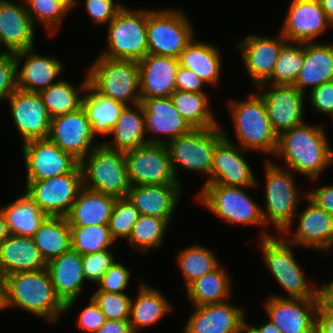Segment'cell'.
<instances>
[{
	"label": "cell",
	"mask_w": 333,
	"mask_h": 333,
	"mask_svg": "<svg viewBox=\"0 0 333 333\" xmlns=\"http://www.w3.org/2000/svg\"><path fill=\"white\" fill-rule=\"evenodd\" d=\"M178 58L147 54L138 61L140 97H170L176 90Z\"/></svg>",
	"instance_id": "obj_28"
},
{
	"label": "cell",
	"mask_w": 333,
	"mask_h": 333,
	"mask_svg": "<svg viewBox=\"0 0 333 333\" xmlns=\"http://www.w3.org/2000/svg\"><path fill=\"white\" fill-rule=\"evenodd\" d=\"M53 1L60 3L69 13L70 10L73 9L77 4V0H53Z\"/></svg>",
	"instance_id": "obj_65"
},
{
	"label": "cell",
	"mask_w": 333,
	"mask_h": 333,
	"mask_svg": "<svg viewBox=\"0 0 333 333\" xmlns=\"http://www.w3.org/2000/svg\"><path fill=\"white\" fill-rule=\"evenodd\" d=\"M91 297L100 307L106 320H129L132 296L125 292L96 291Z\"/></svg>",
	"instance_id": "obj_48"
},
{
	"label": "cell",
	"mask_w": 333,
	"mask_h": 333,
	"mask_svg": "<svg viewBox=\"0 0 333 333\" xmlns=\"http://www.w3.org/2000/svg\"><path fill=\"white\" fill-rule=\"evenodd\" d=\"M139 293L131 300L129 322L134 333L139 329L159 322L164 315L172 311V304L160 290L145 283L140 284Z\"/></svg>",
	"instance_id": "obj_34"
},
{
	"label": "cell",
	"mask_w": 333,
	"mask_h": 333,
	"mask_svg": "<svg viewBox=\"0 0 333 333\" xmlns=\"http://www.w3.org/2000/svg\"><path fill=\"white\" fill-rule=\"evenodd\" d=\"M222 56L216 46L193 40L178 57L179 65L195 72L206 84L214 87L220 83Z\"/></svg>",
	"instance_id": "obj_35"
},
{
	"label": "cell",
	"mask_w": 333,
	"mask_h": 333,
	"mask_svg": "<svg viewBox=\"0 0 333 333\" xmlns=\"http://www.w3.org/2000/svg\"><path fill=\"white\" fill-rule=\"evenodd\" d=\"M45 262L71 249V231L66 217H47L32 237Z\"/></svg>",
	"instance_id": "obj_40"
},
{
	"label": "cell",
	"mask_w": 333,
	"mask_h": 333,
	"mask_svg": "<svg viewBox=\"0 0 333 333\" xmlns=\"http://www.w3.org/2000/svg\"><path fill=\"white\" fill-rule=\"evenodd\" d=\"M46 269L56 295L65 304V312L71 310L83 290L84 271L82 255L73 249L47 262Z\"/></svg>",
	"instance_id": "obj_26"
},
{
	"label": "cell",
	"mask_w": 333,
	"mask_h": 333,
	"mask_svg": "<svg viewBox=\"0 0 333 333\" xmlns=\"http://www.w3.org/2000/svg\"><path fill=\"white\" fill-rule=\"evenodd\" d=\"M287 42L281 33L275 38L250 34L237 42L244 66L256 87L272 75L280 51Z\"/></svg>",
	"instance_id": "obj_22"
},
{
	"label": "cell",
	"mask_w": 333,
	"mask_h": 333,
	"mask_svg": "<svg viewBox=\"0 0 333 333\" xmlns=\"http://www.w3.org/2000/svg\"><path fill=\"white\" fill-rule=\"evenodd\" d=\"M236 333H258L253 325H250L245 320L237 329Z\"/></svg>",
	"instance_id": "obj_64"
},
{
	"label": "cell",
	"mask_w": 333,
	"mask_h": 333,
	"mask_svg": "<svg viewBox=\"0 0 333 333\" xmlns=\"http://www.w3.org/2000/svg\"><path fill=\"white\" fill-rule=\"evenodd\" d=\"M141 104L144 113L145 135L146 133L156 134V136L151 135L148 138V143L166 144L193 129L175 108L170 97L144 98ZM158 135L166 137L161 139Z\"/></svg>",
	"instance_id": "obj_21"
},
{
	"label": "cell",
	"mask_w": 333,
	"mask_h": 333,
	"mask_svg": "<svg viewBox=\"0 0 333 333\" xmlns=\"http://www.w3.org/2000/svg\"><path fill=\"white\" fill-rule=\"evenodd\" d=\"M6 309L5 301V278L0 274V311Z\"/></svg>",
	"instance_id": "obj_63"
},
{
	"label": "cell",
	"mask_w": 333,
	"mask_h": 333,
	"mask_svg": "<svg viewBox=\"0 0 333 333\" xmlns=\"http://www.w3.org/2000/svg\"><path fill=\"white\" fill-rule=\"evenodd\" d=\"M183 333H236L246 320V309L229 301L196 306Z\"/></svg>",
	"instance_id": "obj_25"
},
{
	"label": "cell",
	"mask_w": 333,
	"mask_h": 333,
	"mask_svg": "<svg viewBox=\"0 0 333 333\" xmlns=\"http://www.w3.org/2000/svg\"><path fill=\"white\" fill-rule=\"evenodd\" d=\"M303 62L304 42H287L280 51L272 75L263 84L294 85Z\"/></svg>",
	"instance_id": "obj_43"
},
{
	"label": "cell",
	"mask_w": 333,
	"mask_h": 333,
	"mask_svg": "<svg viewBox=\"0 0 333 333\" xmlns=\"http://www.w3.org/2000/svg\"><path fill=\"white\" fill-rule=\"evenodd\" d=\"M86 72L89 84L99 94L125 106L141 103L137 61L115 60L98 55Z\"/></svg>",
	"instance_id": "obj_6"
},
{
	"label": "cell",
	"mask_w": 333,
	"mask_h": 333,
	"mask_svg": "<svg viewBox=\"0 0 333 333\" xmlns=\"http://www.w3.org/2000/svg\"><path fill=\"white\" fill-rule=\"evenodd\" d=\"M48 138L63 151L81 162L95 147V135L85 110L56 116L51 119Z\"/></svg>",
	"instance_id": "obj_17"
},
{
	"label": "cell",
	"mask_w": 333,
	"mask_h": 333,
	"mask_svg": "<svg viewBox=\"0 0 333 333\" xmlns=\"http://www.w3.org/2000/svg\"><path fill=\"white\" fill-rule=\"evenodd\" d=\"M264 165L266 202L261 211L265 225L271 222L279 231L278 234H288L299 209V200L306 199L308 192L298 191L296 179L293 178L294 175L289 169L285 170L269 160H266Z\"/></svg>",
	"instance_id": "obj_4"
},
{
	"label": "cell",
	"mask_w": 333,
	"mask_h": 333,
	"mask_svg": "<svg viewBox=\"0 0 333 333\" xmlns=\"http://www.w3.org/2000/svg\"><path fill=\"white\" fill-rule=\"evenodd\" d=\"M318 299L269 295L264 308L281 333H316Z\"/></svg>",
	"instance_id": "obj_15"
},
{
	"label": "cell",
	"mask_w": 333,
	"mask_h": 333,
	"mask_svg": "<svg viewBox=\"0 0 333 333\" xmlns=\"http://www.w3.org/2000/svg\"><path fill=\"white\" fill-rule=\"evenodd\" d=\"M70 231L71 249L80 255L116 248L115 240L109 231L108 225L70 227Z\"/></svg>",
	"instance_id": "obj_45"
},
{
	"label": "cell",
	"mask_w": 333,
	"mask_h": 333,
	"mask_svg": "<svg viewBox=\"0 0 333 333\" xmlns=\"http://www.w3.org/2000/svg\"><path fill=\"white\" fill-rule=\"evenodd\" d=\"M125 160L130 186L181 184L174 175L165 144L140 146L126 152Z\"/></svg>",
	"instance_id": "obj_13"
},
{
	"label": "cell",
	"mask_w": 333,
	"mask_h": 333,
	"mask_svg": "<svg viewBox=\"0 0 333 333\" xmlns=\"http://www.w3.org/2000/svg\"><path fill=\"white\" fill-rule=\"evenodd\" d=\"M84 3L91 22L95 25L109 24L123 7L122 3H116L115 0H85Z\"/></svg>",
	"instance_id": "obj_51"
},
{
	"label": "cell",
	"mask_w": 333,
	"mask_h": 333,
	"mask_svg": "<svg viewBox=\"0 0 333 333\" xmlns=\"http://www.w3.org/2000/svg\"><path fill=\"white\" fill-rule=\"evenodd\" d=\"M170 98L192 128H212L220 125L209 108L210 97L207 93L175 90Z\"/></svg>",
	"instance_id": "obj_41"
},
{
	"label": "cell",
	"mask_w": 333,
	"mask_h": 333,
	"mask_svg": "<svg viewBox=\"0 0 333 333\" xmlns=\"http://www.w3.org/2000/svg\"><path fill=\"white\" fill-rule=\"evenodd\" d=\"M193 26L180 8L148 9V54L178 58L195 38Z\"/></svg>",
	"instance_id": "obj_10"
},
{
	"label": "cell",
	"mask_w": 333,
	"mask_h": 333,
	"mask_svg": "<svg viewBox=\"0 0 333 333\" xmlns=\"http://www.w3.org/2000/svg\"><path fill=\"white\" fill-rule=\"evenodd\" d=\"M46 265L32 237L10 234L0 245V274L4 277L17 272L37 271Z\"/></svg>",
	"instance_id": "obj_30"
},
{
	"label": "cell",
	"mask_w": 333,
	"mask_h": 333,
	"mask_svg": "<svg viewBox=\"0 0 333 333\" xmlns=\"http://www.w3.org/2000/svg\"><path fill=\"white\" fill-rule=\"evenodd\" d=\"M26 181H40L71 173L80 162L49 138L35 139L21 147Z\"/></svg>",
	"instance_id": "obj_14"
},
{
	"label": "cell",
	"mask_w": 333,
	"mask_h": 333,
	"mask_svg": "<svg viewBox=\"0 0 333 333\" xmlns=\"http://www.w3.org/2000/svg\"><path fill=\"white\" fill-rule=\"evenodd\" d=\"M182 190L181 184L132 185L127 199L140 215L165 219L170 224Z\"/></svg>",
	"instance_id": "obj_29"
},
{
	"label": "cell",
	"mask_w": 333,
	"mask_h": 333,
	"mask_svg": "<svg viewBox=\"0 0 333 333\" xmlns=\"http://www.w3.org/2000/svg\"><path fill=\"white\" fill-rule=\"evenodd\" d=\"M223 130L220 125L212 128H193L189 133L165 144L178 182L180 180L177 170L182 168L188 172L208 175L204 183H209L213 153L216 145L224 138Z\"/></svg>",
	"instance_id": "obj_9"
},
{
	"label": "cell",
	"mask_w": 333,
	"mask_h": 333,
	"mask_svg": "<svg viewBox=\"0 0 333 333\" xmlns=\"http://www.w3.org/2000/svg\"><path fill=\"white\" fill-rule=\"evenodd\" d=\"M130 278V270L117 261L105 272L96 291L123 293L129 285Z\"/></svg>",
	"instance_id": "obj_50"
},
{
	"label": "cell",
	"mask_w": 333,
	"mask_h": 333,
	"mask_svg": "<svg viewBox=\"0 0 333 333\" xmlns=\"http://www.w3.org/2000/svg\"><path fill=\"white\" fill-rule=\"evenodd\" d=\"M306 200L308 206L295 214L299 220L292 236L290 237L289 233L282 235L296 247L329 252L333 248V216L319 208L308 197Z\"/></svg>",
	"instance_id": "obj_23"
},
{
	"label": "cell",
	"mask_w": 333,
	"mask_h": 333,
	"mask_svg": "<svg viewBox=\"0 0 333 333\" xmlns=\"http://www.w3.org/2000/svg\"><path fill=\"white\" fill-rule=\"evenodd\" d=\"M24 2L34 25L37 21L42 23L50 36L57 34L68 12L60 3L53 0H24Z\"/></svg>",
	"instance_id": "obj_46"
},
{
	"label": "cell",
	"mask_w": 333,
	"mask_h": 333,
	"mask_svg": "<svg viewBox=\"0 0 333 333\" xmlns=\"http://www.w3.org/2000/svg\"><path fill=\"white\" fill-rule=\"evenodd\" d=\"M10 234L33 237L48 217L24 190L19 198L0 206Z\"/></svg>",
	"instance_id": "obj_36"
},
{
	"label": "cell",
	"mask_w": 333,
	"mask_h": 333,
	"mask_svg": "<svg viewBox=\"0 0 333 333\" xmlns=\"http://www.w3.org/2000/svg\"><path fill=\"white\" fill-rule=\"evenodd\" d=\"M22 2L0 0V41L9 53L27 50L35 45V26L24 0Z\"/></svg>",
	"instance_id": "obj_27"
},
{
	"label": "cell",
	"mask_w": 333,
	"mask_h": 333,
	"mask_svg": "<svg viewBox=\"0 0 333 333\" xmlns=\"http://www.w3.org/2000/svg\"><path fill=\"white\" fill-rule=\"evenodd\" d=\"M70 81L60 80L39 92L50 118L68 114L82 107L83 94L89 86V78L86 73L85 79L79 87H74ZM83 94L81 95V93ZM81 95V96H79Z\"/></svg>",
	"instance_id": "obj_39"
},
{
	"label": "cell",
	"mask_w": 333,
	"mask_h": 333,
	"mask_svg": "<svg viewBox=\"0 0 333 333\" xmlns=\"http://www.w3.org/2000/svg\"><path fill=\"white\" fill-rule=\"evenodd\" d=\"M8 101L12 120L23 143L48 138L51 118L39 93L16 89Z\"/></svg>",
	"instance_id": "obj_20"
},
{
	"label": "cell",
	"mask_w": 333,
	"mask_h": 333,
	"mask_svg": "<svg viewBox=\"0 0 333 333\" xmlns=\"http://www.w3.org/2000/svg\"><path fill=\"white\" fill-rule=\"evenodd\" d=\"M316 333H333V309L318 307Z\"/></svg>",
	"instance_id": "obj_57"
},
{
	"label": "cell",
	"mask_w": 333,
	"mask_h": 333,
	"mask_svg": "<svg viewBox=\"0 0 333 333\" xmlns=\"http://www.w3.org/2000/svg\"><path fill=\"white\" fill-rule=\"evenodd\" d=\"M219 264L214 270L192 282L187 288V298L194 307L221 303L230 299L232 284L229 274Z\"/></svg>",
	"instance_id": "obj_38"
},
{
	"label": "cell",
	"mask_w": 333,
	"mask_h": 333,
	"mask_svg": "<svg viewBox=\"0 0 333 333\" xmlns=\"http://www.w3.org/2000/svg\"><path fill=\"white\" fill-rule=\"evenodd\" d=\"M4 278L6 309L18 307L54 324L65 313V304L56 295L46 268L17 272Z\"/></svg>",
	"instance_id": "obj_2"
},
{
	"label": "cell",
	"mask_w": 333,
	"mask_h": 333,
	"mask_svg": "<svg viewBox=\"0 0 333 333\" xmlns=\"http://www.w3.org/2000/svg\"><path fill=\"white\" fill-rule=\"evenodd\" d=\"M318 301L320 307L333 309V280L318 288Z\"/></svg>",
	"instance_id": "obj_59"
},
{
	"label": "cell",
	"mask_w": 333,
	"mask_h": 333,
	"mask_svg": "<svg viewBox=\"0 0 333 333\" xmlns=\"http://www.w3.org/2000/svg\"><path fill=\"white\" fill-rule=\"evenodd\" d=\"M258 333H281L280 330L270 321L267 320L259 326H253Z\"/></svg>",
	"instance_id": "obj_61"
},
{
	"label": "cell",
	"mask_w": 333,
	"mask_h": 333,
	"mask_svg": "<svg viewBox=\"0 0 333 333\" xmlns=\"http://www.w3.org/2000/svg\"><path fill=\"white\" fill-rule=\"evenodd\" d=\"M245 188L226 185H203L196 195L197 202L228 224L266 226L261 206Z\"/></svg>",
	"instance_id": "obj_11"
},
{
	"label": "cell",
	"mask_w": 333,
	"mask_h": 333,
	"mask_svg": "<svg viewBox=\"0 0 333 333\" xmlns=\"http://www.w3.org/2000/svg\"><path fill=\"white\" fill-rule=\"evenodd\" d=\"M308 198L319 208L333 216V184L308 190Z\"/></svg>",
	"instance_id": "obj_56"
},
{
	"label": "cell",
	"mask_w": 333,
	"mask_h": 333,
	"mask_svg": "<svg viewBox=\"0 0 333 333\" xmlns=\"http://www.w3.org/2000/svg\"><path fill=\"white\" fill-rule=\"evenodd\" d=\"M175 83L176 90L206 93L203 91L206 83L195 72L181 66L178 67Z\"/></svg>",
	"instance_id": "obj_55"
},
{
	"label": "cell",
	"mask_w": 333,
	"mask_h": 333,
	"mask_svg": "<svg viewBox=\"0 0 333 333\" xmlns=\"http://www.w3.org/2000/svg\"><path fill=\"white\" fill-rule=\"evenodd\" d=\"M113 249L82 255L85 280L99 284L105 272L116 262Z\"/></svg>",
	"instance_id": "obj_49"
},
{
	"label": "cell",
	"mask_w": 333,
	"mask_h": 333,
	"mask_svg": "<svg viewBox=\"0 0 333 333\" xmlns=\"http://www.w3.org/2000/svg\"><path fill=\"white\" fill-rule=\"evenodd\" d=\"M216 145L209 183L203 185H226L234 187H255L258 185L251 166L243 156L244 149L234 145L228 133Z\"/></svg>",
	"instance_id": "obj_18"
},
{
	"label": "cell",
	"mask_w": 333,
	"mask_h": 333,
	"mask_svg": "<svg viewBox=\"0 0 333 333\" xmlns=\"http://www.w3.org/2000/svg\"><path fill=\"white\" fill-rule=\"evenodd\" d=\"M124 107V104L99 94L90 84L83 96L82 108L95 136H109Z\"/></svg>",
	"instance_id": "obj_37"
},
{
	"label": "cell",
	"mask_w": 333,
	"mask_h": 333,
	"mask_svg": "<svg viewBox=\"0 0 333 333\" xmlns=\"http://www.w3.org/2000/svg\"><path fill=\"white\" fill-rule=\"evenodd\" d=\"M325 11L328 22L333 25V0H319Z\"/></svg>",
	"instance_id": "obj_62"
},
{
	"label": "cell",
	"mask_w": 333,
	"mask_h": 333,
	"mask_svg": "<svg viewBox=\"0 0 333 333\" xmlns=\"http://www.w3.org/2000/svg\"><path fill=\"white\" fill-rule=\"evenodd\" d=\"M279 33L288 42H314L332 26L319 0H291Z\"/></svg>",
	"instance_id": "obj_19"
},
{
	"label": "cell",
	"mask_w": 333,
	"mask_h": 333,
	"mask_svg": "<svg viewBox=\"0 0 333 333\" xmlns=\"http://www.w3.org/2000/svg\"><path fill=\"white\" fill-rule=\"evenodd\" d=\"M10 235L4 212L0 208V245Z\"/></svg>",
	"instance_id": "obj_60"
},
{
	"label": "cell",
	"mask_w": 333,
	"mask_h": 333,
	"mask_svg": "<svg viewBox=\"0 0 333 333\" xmlns=\"http://www.w3.org/2000/svg\"><path fill=\"white\" fill-rule=\"evenodd\" d=\"M323 125L312 126L303 122L278 137L275 156L282 158L290 171L311 181H318L324 169L333 164V150Z\"/></svg>",
	"instance_id": "obj_1"
},
{
	"label": "cell",
	"mask_w": 333,
	"mask_h": 333,
	"mask_svg": "<svg viewBox=\"0 0 333 333\" xmlns=\"http://www.w3.org/2000/svg\"><path fill=\"white\" fill-rule=\"evenodd\" d=\"M265 84L257 86L262 96L269 121L278 137L285 131L304 122L303 112L306 94L300 92L294 85Z\"/></svg>",
	"instance_id": "obj_16"
},
{
	"label": "cell",
	"mask_w": 333,
	"mask_h": 333,
	"mask_svg": "<svg viewBox=\"0 0 333 333\" xmlns=\"http://www.w3.org/2000/svg\"><path fill=\"white\" fill-rule=\"evenodd\" d=\"M147 9L123 6L107 24V50L99 55L115 60L140 61L148 54Z\"/></svg>",
	"instance_id": "obj_7"
},
{
	"label": "cell",
	"mask_w": 333,
	"mask_h": 333,
	"mask_svg": "<svg viewBox=\"0 0 333 333\" xmlns=\"http://www.w3.org/2000/svg\"><path fill=\"white\" fill-rule=\"evenodd\" d=\"M139 216V211L127 197L116 198L108 223L109 231L114 240L116 241L118 238L128 240Z\"/></svg>",
	"instance_id": "obj_47"
},
{
	"label": "cell",
	"mask_w": 333,
	"mask_h": 333,
	"mask_svg": "<svg viewBox=\"0 0 333 333\" xmlns=\"http://www.w3.org/2000/svg\"><path fill=\"white\" fill-rule=\"evenodd\" d=\"M95 333H134L129 320H106Z\"/></svg>",
	"instance_id": "obj_58"
},
{
	"label": "cell",
	"mask_w": 333,
	"mask_h": 333,
	"mask_svg": "<svg viewBox=\"0 0 333 333\" xmlns=\"http://www.w3.org/2000/svg\"><path fill=\"white\" fill-rule=\"evenodd\" d=\"M228 107L238 146L246 151L262 152L274 157L278 135L269 121L262 96L253 92L246 100H229Z\"/></svg>",
	"instance_id": "obj_3"
},
{
	"label": "cell",
	"mask_w": 333,
	"mask_h": 333,
	"mask_svg": "<svg viewBox=\"0 0 333 333\" xmlns=\"http://www.w3.org/2000/svg\"><path fill=\"white\" fill-rule=\"evenodd\" d=\"M2 43H1V41H0V48L2 49ZM0 49V59L1 58H3L4 56H6V55H8L9 54V52L7 51V50H5V51H3V50H1Z\"/></svg>",
	"instance_id": "obj_66"
},
{
	"label": "cell",
	"mask_w": 333,
	"mask_h": 333,
	"mask_svg": "<svg viewBox=\"0 0 333 333\" xmlns=\"http://www.w3.org/2000/svg\"><path fill=\"white\" fill-rule=\"evenodd\" d=\"M83 186L116 198H126L130 184L125 153L112 150L102 142L81 162Z\"/></svg>",
	"instance_id": "obj_8"
},
{
	"label": "cell",
	"mask_w": 333,
	"mask_h": 333,
	"mask_svg": "<svg viewBox=\"0 0 333 333\" xmlns=\"http://www.w3.org/2000/svg\"><path fill=\"white\" fill-rule=\"evenodd\" d=\"M176 260L186 288L219 265V260L212 249L197 243L179 251Z\"/></svg>",
	"instance_id": "obj_42"
},
{
	"label": "cell",
	"mask_w": 333,
	"mask_h": 333,
	"mask_svg": "<svg viewBox=\"0 0 333 333\" xmlns=\"http://www.w3.org/2000/svg\"><path fill=\"white\" fill-rule=\"evenodd\" d=\"M261 230L260 248L264 264L289 298L318 299V287L309 284L292 250L294 247L282 234L279 238Z\"/></svg>",
	"instance_id": "obj_5"
},
{
	"label": "cell",
	"mask_w": 333,
	"mask_h": 333,
	"mask_svg": "<svg viewBox=\"0 0 333 333\" xmlns=\"http://www.w3.org/2000/svg\"><path fill=\"white\" fill-rule=\"evenodd\" d=\"M89 302L88 306L79 312L77 327L80 330L95 333L105 323L106 318L92 297Z\"/></svg>",
	"instance_id": "obj_54"
},
{
	"label": "cell",
	"mask_w": 333,
	"mask_h": 333,
	"mask_svg": "<svg viewBox=\"0 0 333 333\" xmlns=\"http://www.w3.org/2000/svg\"><path fill=\"white\" fill-rule=\"evenodd\" d=\"M82 187L83 175L79 164L68 174L27 181L24 189L47 216L66 217Z\"/></svg>",
	"instance_id": "obj_12"
},
{
	"label": "cell",
	"mask_w": 333,
	"mask_h": 333,
	"mask_svg": "<svg viewBox=\"0 0 333 333\" xmlns=\"http://www.w3.org/2000/svg\"><path fill=\"white\" fill-rule=\"evenodd\" d=\"M307 93L309 103L317 112L333 116V81L325 82Z\"/></svg>",
	"instance_id": "obj_53"
},
{
	"label": "cell",
	"mask_w": 333,
	"mask_h": 333,
	"mask_svg": "<svg viewBox=\"0 0 333 333\" xmlns=\"http://www.w3.org/2000/svg\"><path fill=\"white\" fill-rule=\"evenodd\" d=\"M16 61V88L26 92L39 93L58 83L63 72L62 62L54 56L34 53V47L14 53ZM23 65L20 67L21 62Z\"/></svg>",
	"instance_id": "obj_24"
},
{
	"label": "cell",
	"mask_w": 333,
	"mask_h": 333,
	"mask_svg": "<svg viewBox=\"0 0 333 333\" xmlns=\"http://www.w3.org/2000/svg\"><path fill=\"white\" fill-rule=\"evenodd\" d=\"M330 81H333V43L304 42L303 67L294 86L306 94L308 87L311 91Z\"/></svg>",
	"instance_id": "obj_31"
},
{
	"label": "cell",
	"mask_w": 333,
	"mask_h": 333,
	"mask_svg": "<svg viewBox=\"0 0 333 333\" xmlns=\"http://www.w3.org/2000/svg\"><path fill=\"white\" fill-rule=\"evenodd\" d=\"M169 223L165 219L140 215L127 240L130 246L142 253L162 246ZM154 248V249H153Z\"/></svg>",
	"instance_id": "obj_44"
},
{
	"label": "cell",
	"mask_w": 333,
	"mask_h": 333,
	"mask_svg": "<svg viewBox=\"0 0 333 333\" xmlns=\"http://www.w3.org/2000/svg\"><path fill=\"white\" fill-rule=\"evenodd\" d=\"M110 135L113 136L112 140H104L102 143L112 150L124 153L148 144L142 104L125 106Z\"/></svg>",
	"instance_id": "obj_33"
},
{
	"label": "cell",
	"mask_w": 333,
	"mask_h": 333,
	"mask_svg": "<svg viewBox=\"0 0 333 333\" xmlns=\"http://www.w3.org/2000/svg\"><path fill=\"white\" fill-rule=\"evenodd\" d=\"M115 200L83 186L66 216L70 227L108 225Z\"/></svg>",
	"instance_id": "obj_32"
},
{
	"label": "cell",
	"mask_w": 333,
	"mask_h": 333,
	"mask_svg": "<svg viewBox=\"0 0 333 333\" xmlns=\"http://www.w3.org/2000/svg\"><path fill=\"white\" fill-rule=\"evenodd\" d=\"M16 89V61L14 53H9L0 59V102Z\"/></svg>",
	"instance_id": "obj_52"
}]
</instances>
